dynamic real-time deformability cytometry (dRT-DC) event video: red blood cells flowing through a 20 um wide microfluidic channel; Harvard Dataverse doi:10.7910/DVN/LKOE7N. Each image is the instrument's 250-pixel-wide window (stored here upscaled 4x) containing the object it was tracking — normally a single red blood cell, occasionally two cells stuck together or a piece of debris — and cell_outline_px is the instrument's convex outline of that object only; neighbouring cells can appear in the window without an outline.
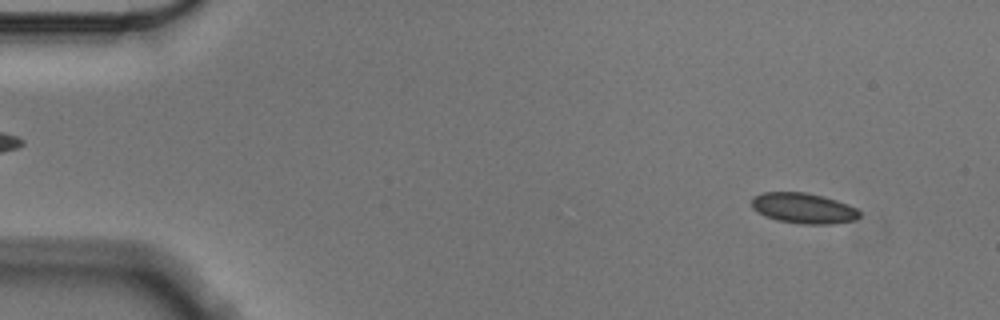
{"species": "Egyptian fruit bat (a non-hibernating species)", "species_latin": "Rousettus aegyptiacus", "temperature_condition": "cold", "stored_images_in_passage": 54, "camera_frame_rate_fps": 3000, "um_per_image_px": 0.085, "animal": {"sex": "male"}, "frame": {"image": 1, "passage_image": 3, "time_ms": 0.667, "image_size_px": [1000, 320], "cell_outline_px": [[860, 216], [856, 220], [832, 224], [800, 224], [776, 220], [764, 216], [752, 208], [752, 196], [764, 192], [804, 192], [824, 196], [848, 204], [856, 208], [860, 212]], "centroid_in_image_um": [68.29, 17.7], "position_along_channel_um": 16.7, "area_um2": 19.36}}
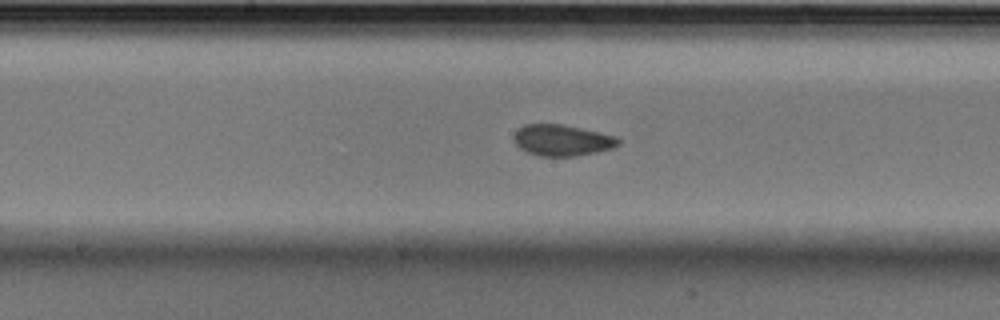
{"frame": {"image": 2, "passage_image": 27, "time_ms": 8.667, "image_size_px": [1000, 320], "cell_outline_px": [[620, 144], [612, 148], [596, 152], [576, 156], [540, 156], [528, 152], [520, 148], [516, 144], [512, 136], [524, 124], [560, 124], [600, 132], [616, 136], [620, 140]], "centroid_in_image_um": [47.79, 11.92], "position_along_channel_um": 200.4, "area_um2": 18.9}}
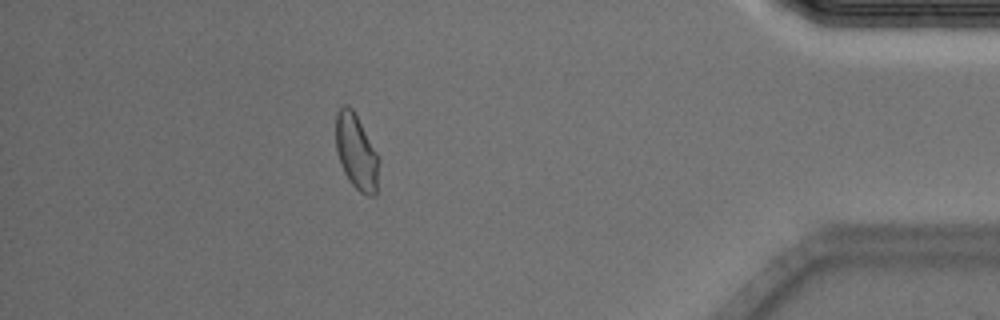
{"frame": {"image": 3, "passage_image": 48, "time_ms": 15.667, "image_size_px": [1000, 320], "cell_outline_px": [[380, 160], [376, 196], [368, 196], [360, 192], [352, 184], [344, 172], [336, 148], [336, 112], [344, 104], [348, 104], [352, 108], [376, 152]], "centroid_in_image_um": [30.3, 12.93], "position_along_channel_um": 404.9, "area_um2": 18.73}, "authors_computed_cell_mechanics": {"area_um2": 18.9006, "velocity_mm_per_s": 3.5443, "shape_relaxation_time_tau1_ms": null, "shape_relaxation_time_tau2_ms": 0.7229, "deformation_change_tau1": null, "deformation_change_tau2": 0.0284}}